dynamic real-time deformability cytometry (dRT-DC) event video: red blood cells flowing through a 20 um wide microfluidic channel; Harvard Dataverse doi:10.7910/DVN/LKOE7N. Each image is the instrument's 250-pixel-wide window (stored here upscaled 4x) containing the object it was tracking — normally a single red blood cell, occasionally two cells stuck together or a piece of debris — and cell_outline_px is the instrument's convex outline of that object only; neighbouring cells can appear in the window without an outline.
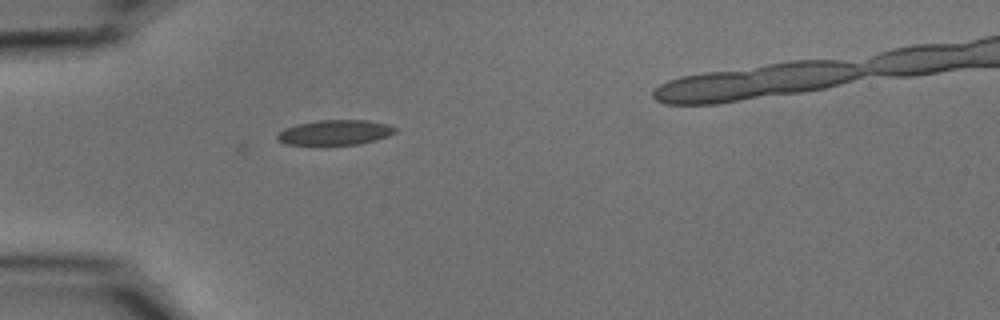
{"species": "common noctule bat (a hibernating species)", "species_latin": "Nyctalus noctula", "temperature_condition": "cold", "stored_images_in_passage": 3, "camera_frame_rate_fps": 3000, "um_per_image_px": 0.085, "animal": {"sex": "male", "body_mass_g": 15.6}, "frame": {"image": 1, "passage_image": 3, "time_ms": 0.667, "image_size_px": [1000, 320], "cell_outline_px": [[396, 132], [388, 136], [376, 140], [360, 144], [288, 144], [276, 140], [276, 136], [284, 128], [296, 124], [320, 120], [368, 120], [388, 124], [396, 128]], "centroid_in_image_um": [28.49, 11.25], "position_along_channel_um": 56.5, "area_um2": 17.11}}